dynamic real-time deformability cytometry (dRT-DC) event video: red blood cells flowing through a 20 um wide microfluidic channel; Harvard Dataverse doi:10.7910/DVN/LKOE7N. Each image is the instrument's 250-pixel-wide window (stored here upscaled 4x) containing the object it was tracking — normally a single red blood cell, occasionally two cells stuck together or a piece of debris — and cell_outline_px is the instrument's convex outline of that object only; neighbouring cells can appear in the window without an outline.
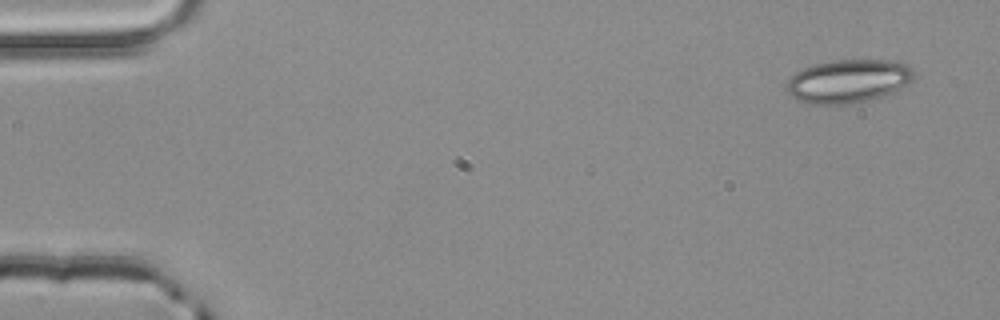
{"species": "common noctule bat (a hibernating species)", "species_latin": "Nyctalus noctula", "temperature_condition": "room temperature", "stored_images_in_passage": 4, "camera_frame_rate_fps": 3000, "um_per_image_px": 0.085, "animal": {"sex": "male", "body_mass_g": 20.4}, "frame": {"image": 1, "passage_image": 1, "time_ms": 0.0, "image_size_px": [1000, 320], "cell_outline_px": [[912, 80], [908, 84], [884, 96], [868, 100], [844, 104], [808, 104], [796, 100], [788, 92], [788, 80], [796, 72], [804, 68], [816, 64], [836, 60], [896, 60], [908, 64], [912, 68]], "centroid_in_image_um": [72.12, 6.89], "position_along_channel_um": 12.9, "area_um2": 32.02}}
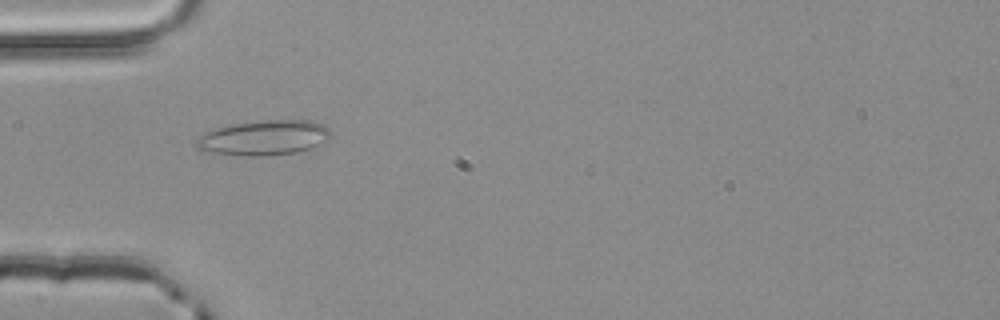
{"frame": {"image": 2, "passage_image": 4, "time_ms": 1.0, "image_size_px": [1000, 320], "cell_outline_px": [[332, 136], [328, 140], [308, 148], [296, 152], [264, 156], [248, 156], [212, 152], [196, 148], [196, 140], [204, 132], [216, 128], [236, 124], [264, 120], [312, 120], [324, 124], [332, 132]], "centroid_in_image_um": [22.48, 11.7], "position_along_channel_um": 62.5, "area_um2": 27.22}}